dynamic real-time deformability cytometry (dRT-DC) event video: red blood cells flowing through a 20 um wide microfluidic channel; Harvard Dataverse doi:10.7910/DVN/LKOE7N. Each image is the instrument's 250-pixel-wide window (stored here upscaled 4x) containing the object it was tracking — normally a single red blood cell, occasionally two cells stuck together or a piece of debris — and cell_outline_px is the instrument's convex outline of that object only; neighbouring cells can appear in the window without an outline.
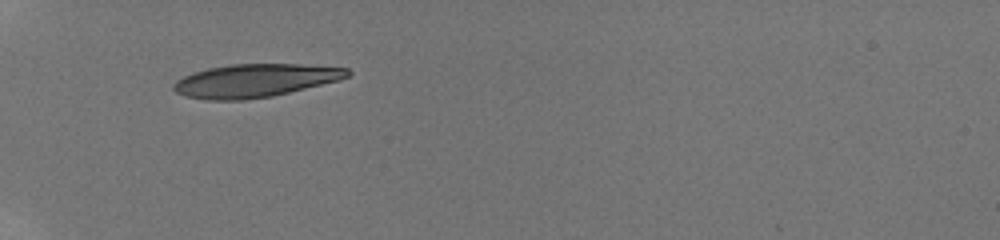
{"species": "human", "species_latin": "Homo sapiens", "temperature_condition": "room temperature", "stored_images_in_passage": 58, "camera_frame_rate_fps": 3000, "um_per_image_px": 0.085, "donor": {"sex": "male"}, "frame": {"image": 1, "passage_image": 1, "time_ms": 0.0, "image_size_px": [1000, 240], "cell_outline_px": [[352, 72], [348, 76], [340, 80], [272, 96], [244, 100], [208, 100], [184, 96], [176, 92], [172, 88], [172, 84], [176, 80], [192, 72], [208, 68], [228, 64], [300, 64], [348, 68]], "centroid_in_image_um": [21.65, 6.85], "position_along_channel_um": 63.4, "area_um2": 33.76}}
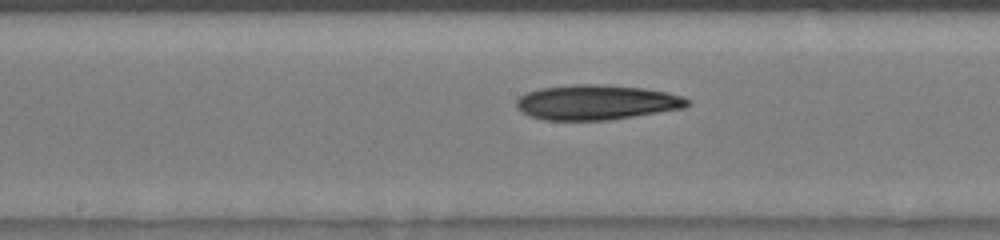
{"frame": {"image": 2, "passage_image": 18, "time_ms": 3.667, "image_size_px": [1000, 240], "cell_outline_px": [[692, 104], [684, 108], [608, 120], [544, 120], [528, 116], [516, 108], [516, 100], [520, 96], [528, 92], [540, 88], [572, 84], [596, 84], [644, 88], [668, 92], [684, 96], [692, 100]], "centroid_in_image_um": [50.72, 8.69], "position_along_channel_um": 197.5, "area_um2": 35.08}}
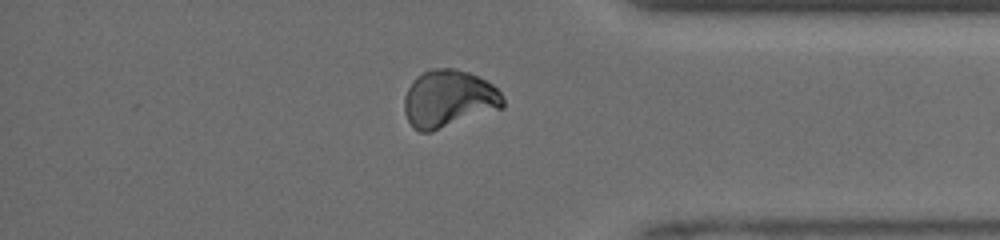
{"frame": {"image": 3, "passage_image": 43, "time_ms": 8.667, "image_size_px": [1000, 240], "cell_outline_px": [[504, 108], [432, 132], [420, 132], [412, 128], [404, 112], [404, 96], [408, 88], [416, 76], [432, 68], [456, 68], [468, 72], [492, 84], [500, 92], [504, 100]], "centroid_in_image_um": [38.13, 8.42], "position_along_channel_um": 397.1, "area_um2": 33.35}}